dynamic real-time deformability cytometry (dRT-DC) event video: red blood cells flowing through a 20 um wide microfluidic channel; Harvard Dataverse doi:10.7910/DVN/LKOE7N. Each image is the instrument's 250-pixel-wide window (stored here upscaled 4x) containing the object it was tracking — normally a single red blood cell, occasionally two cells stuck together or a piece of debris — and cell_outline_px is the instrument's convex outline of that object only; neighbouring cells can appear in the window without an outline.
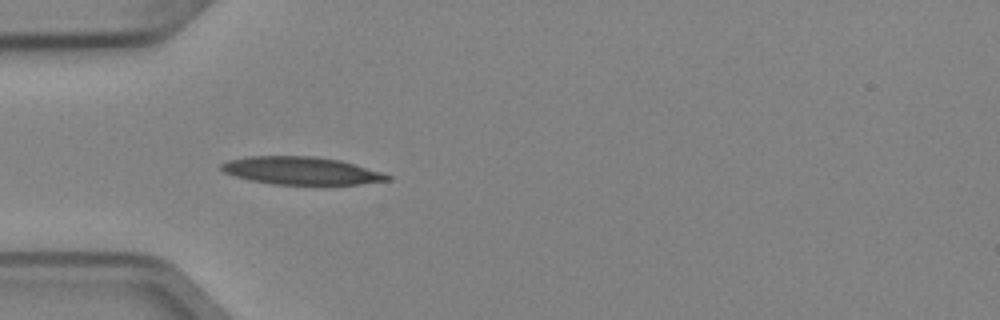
{"species": "Egyptian fruit bat (a non-hibernating species)", "species_latin": "Rousettus aegyptiacus", "temperature_condition": "cold", "stored_images_in_passage": 4, "camera_frame_rate_fps": 3000, "um_per_image_px": 0.085, "animal": {"sex": "female"}, "frame": {"image": 1, "passage_image": 4, "time_ms": 1.0, "image_size_px": [1000, 320], "cell_outline_px": [[392, 180], [360, 184], [272, 184], [248, 180], [224, 172], [220, 168], [220, 164], [228, 160], [248, 156], [312, 156], [340, 160], [380, 172], [392, 176]], "centroid_in_image_um": [25.57, 14.51], "position_along_channel_um": 59.4, "area_um2": 26.7}}